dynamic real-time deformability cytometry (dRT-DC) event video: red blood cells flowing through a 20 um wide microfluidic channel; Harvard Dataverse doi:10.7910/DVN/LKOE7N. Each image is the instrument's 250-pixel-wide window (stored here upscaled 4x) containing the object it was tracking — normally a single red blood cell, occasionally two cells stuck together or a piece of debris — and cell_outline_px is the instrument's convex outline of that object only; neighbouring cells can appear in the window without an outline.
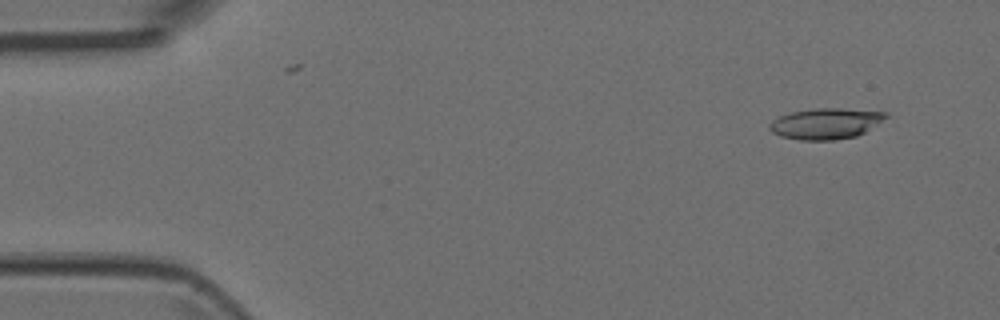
{"species": "Egyptian fruit bat (a non-hibernating species)", "species_latin": "Rousettus aegyptiacus", "temperature_condition": "room temperature", "stored_images_in_passage": 3, "camera_frame_rate_fps": 3000, "um_per_image_px": 0.085, "animal": {"sex": "female"}, "frame": {"image": 1, "passage_image": 1, "time_ms": 0.0, "image_size_px": [1000, 320], "cell_outline_px": [[888, 116], [864, 132], [856, 136], [832, 140], [800, 140], [780, 136], [772, 132], [768, 128], [768, 124], [772, 120], [780, 116], [792, 112], [816, 108], [840, 108], [888, 112]], "centroid_in_image_um": [70.16, 10.5], "position_along_channel_um": 14.8, "area_um2": 20.81}}